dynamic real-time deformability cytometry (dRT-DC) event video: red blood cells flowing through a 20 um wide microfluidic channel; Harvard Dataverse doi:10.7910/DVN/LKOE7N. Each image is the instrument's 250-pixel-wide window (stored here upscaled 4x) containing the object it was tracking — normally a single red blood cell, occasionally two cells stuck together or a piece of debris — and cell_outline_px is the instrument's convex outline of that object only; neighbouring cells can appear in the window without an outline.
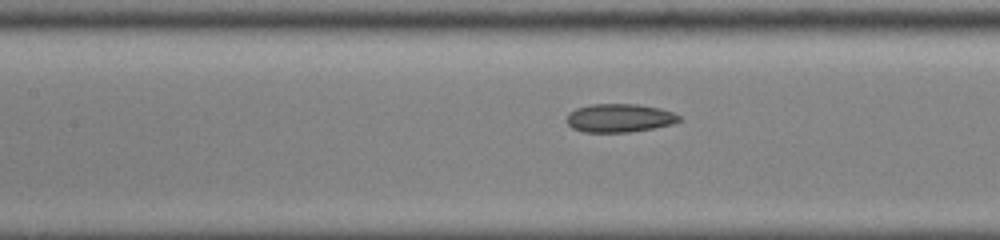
{"species": "common noctule bat (a hibernating species)", "species_latin": "Nyctalus noctula", "temperature_condition": "cold", "stored_images_in_passage": 25, "camera_frame_rate_fps": 3000, "um_per_image_px": 0.085, "animal": {"sex": "male", "body_mass_g": 13.0, "forearm_length_mm": 53.1}, "frame": {"image": 1, "passage_image": 22, "time_ms": 7.0, "image_size_px": [1000, 240], "cell_outline_px": [[680, 120], [672, 124], [652, 128], [628, 132], [584, 132], [572, 128], [568, 124], [568, 116], [576, 108], [592, 104], [636, 104], [660, 108], [672, 112], [680, 116]], "centroid_in_image_um": [52.66, 10.03], "position_along_channel_um": 154.7, "area_um2": 18.38}}